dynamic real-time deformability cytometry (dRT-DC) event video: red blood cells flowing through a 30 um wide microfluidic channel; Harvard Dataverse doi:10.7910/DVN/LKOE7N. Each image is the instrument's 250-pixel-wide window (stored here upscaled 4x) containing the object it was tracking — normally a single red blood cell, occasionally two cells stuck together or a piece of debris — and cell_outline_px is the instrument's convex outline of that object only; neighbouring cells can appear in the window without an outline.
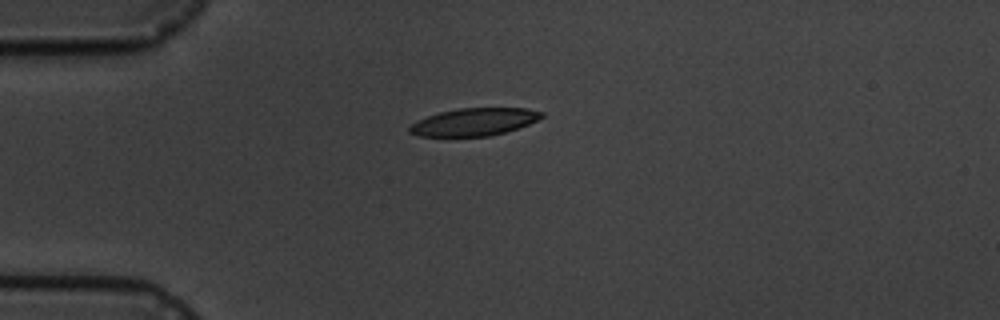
{"species": "common noctule bat (a hibernating species)", "species_latin": "Nyctalus noctula", "temperature_condition": "cold", "stored_images_in_passage": 4, "camera_frame_rate_fps": 3000, "um_per_image_px": 0.085, "animal": {"sex": "male", "body_mass_g": 19.5, "forearm_length_mm": 54.6}, "frame": {"image": 1, "passage_image": 1, "time_ms": 0.0, "image_size_px": [1000, 320], "cell_outline_px": [[544, 116], [528, 124], [504, 132], [488, 136], [420, 136], [408, 132], [408, 128], [412, 124], [428, 116], [440, 112], [460, 108], [528, 108], [544, 112]], "centroid_in_image_um": [40.32, 10.35], "position_along_channel_um": 44.7, "area_um2": 20.92}}
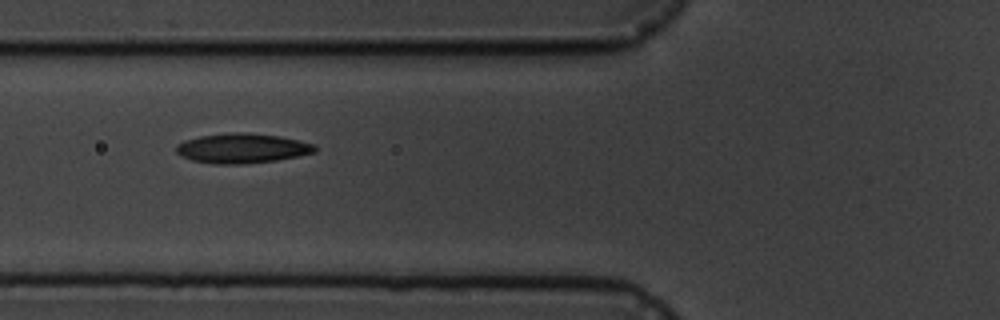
{"frame": {"image": 2, "passage_image": 3, "time_ms": 2.333, "image_size_px": [1000, 320], "cell_outline_px": [[316, 152], [276, 160], [240, 164], [212, 164], [192, 160], [176, 152], [176, 144], [184, 140], [200, 136], [228, 132], [240, 132], [280, 136], [316, 144]], "centroid_in_image_um": [20.57, 12.6], "position_along_channel_um": 105.2, "area_um2": 23.99}}
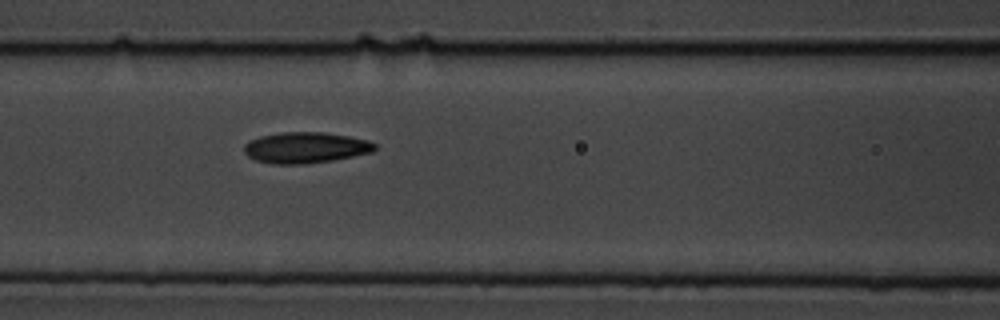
{"frame": {"image": 3, "passage_image": 4, "time_ms": 3.333, "image_size_px": [1000, 320], "cell_outline_px": [[376, 148], [372, 152], [332, 160], [304, 164], [272, 164], [256, 160], [248, 156], [244, 152], [244, 144], [248, 140], [260, 136], [284, 132], [324, 132], [348, 136], [368, 140], [376, 144]], "centroid_in_image_um": [25.95, 12.54], "position_along_channel_um": 140.7, "area_um2": 23.58}}